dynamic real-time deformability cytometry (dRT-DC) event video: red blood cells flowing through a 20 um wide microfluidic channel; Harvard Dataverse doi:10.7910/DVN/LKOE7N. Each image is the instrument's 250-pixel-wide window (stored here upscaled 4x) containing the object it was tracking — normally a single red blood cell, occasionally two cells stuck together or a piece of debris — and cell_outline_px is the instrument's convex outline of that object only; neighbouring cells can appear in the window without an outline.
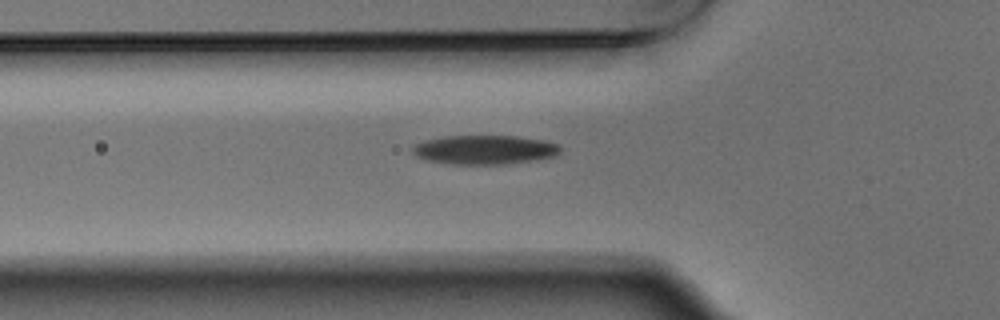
{"species": "Egyptian fruit bat (a non-hibernating species)", "species_latin": "Rousettus aegyptiacus", "temperature_condition": "warm", "stored_images_in_passage": 5, "camera_frame_rate_fps": 3000, "um_per_image_px": 0.085, "animal": {"sex": "male"}, "frame": {"image": 1, "passage_image": 5, "time_ms": 1.333, "image_size_px": [1000, 320], "cell_outline_px": [[560, 152], [556, 156], [504, 164], [452, 164], [424, 160], [416, 156], [412, 152], [412, 148], [416, 144], [424, 140], [448, 136], [516, 136], [544, 140], [556, 144], [560, 148]], "centroid_in_image_um": [41.15, 12.73], "position_along_channel_um": 84.6, "area_um2": 24.91}}